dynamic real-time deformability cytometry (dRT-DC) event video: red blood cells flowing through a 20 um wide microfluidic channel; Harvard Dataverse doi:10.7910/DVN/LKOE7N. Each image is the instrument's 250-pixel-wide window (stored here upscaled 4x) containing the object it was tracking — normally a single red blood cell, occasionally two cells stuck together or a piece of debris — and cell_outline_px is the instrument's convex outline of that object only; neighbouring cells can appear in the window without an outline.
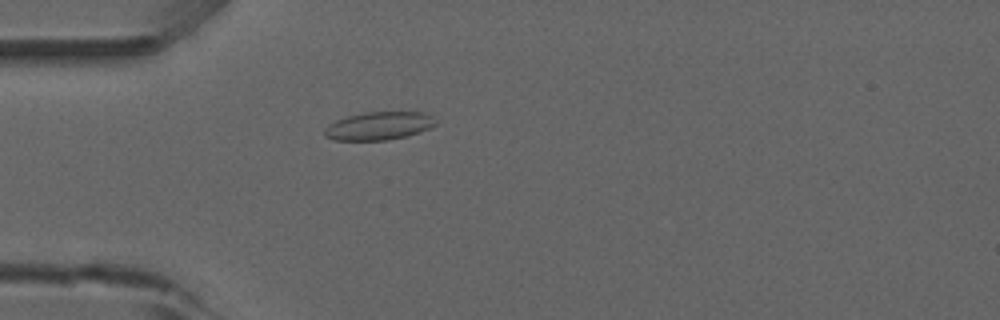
{"species": "common noctule bat (a hibernating species)", "species_latin": "Nyctalus noctula", "temperature_condition": "room temperature", "stored_images_in_passage": 3, "camera_frame_rate_fps": 3000, "um_per_image_px": 0.085, "animal": {"sex": "male", "forearm_length_mm": 52.5}, "frame": {"image": 1, "passage_image": 3, "time_ms": 2.0, "image_size_px": [1000, 320], "cell_outline_px": [[436, 124], [420, 132], [408, 136], [388, 140], [336, 140], [324, 136], [324, 128], [328, 124], [336, 120], [348, 116], [364, 112], [424, 112], [432, 116], [436, 120]], "centroid_in_image_um": [32.2, 10.7], "position_along_channel_um": 52.8, "area_um2": 18.26}}